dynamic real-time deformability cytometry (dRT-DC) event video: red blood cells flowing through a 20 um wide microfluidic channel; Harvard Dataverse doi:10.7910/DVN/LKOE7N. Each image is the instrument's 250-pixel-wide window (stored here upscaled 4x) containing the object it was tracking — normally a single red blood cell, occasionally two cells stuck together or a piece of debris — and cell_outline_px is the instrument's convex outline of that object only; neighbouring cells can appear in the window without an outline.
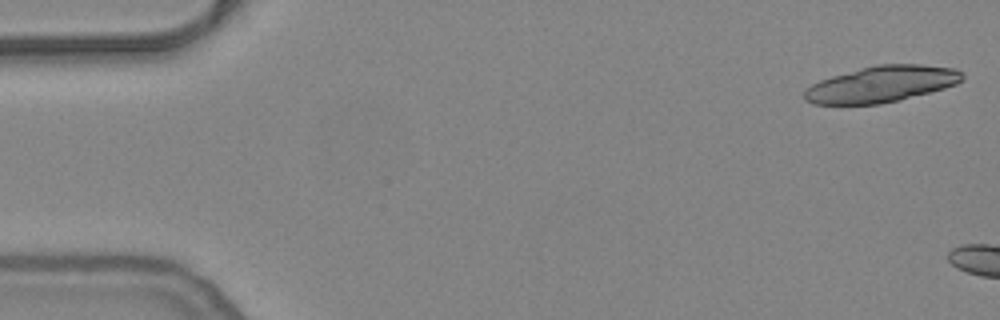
{"species": "common noctule bat (a hibernating species)", "species_latin": "Nyctalus noctula", "temperature_condition": "warm", "stored_images_in_passage": 4, "camera_frame_rate_fps": 3000, "um_per_image_px": 0.085, "animal": {"sex": "female", "body_mass_g": 24.6, "forearm_length_mm": 56.2}, "frame": {"image": 1, "passage_image": 1, "time_ms": 0.0, "image_size_px": [1000, 320], "cell_outline_px": [[964, 76], [956, 84], [944, 88], [900, 100], [880, 104], [812, 104], [804, 100], [804, 88], [820, 80], [832, 76], [860, 68], [876, 64], [920, 64], [956, 68], [964, 72]], "centroid_in_image_um": [74.92, 7.15], "position_along_channel_um": 10.1, "area_um2": 33.47}}